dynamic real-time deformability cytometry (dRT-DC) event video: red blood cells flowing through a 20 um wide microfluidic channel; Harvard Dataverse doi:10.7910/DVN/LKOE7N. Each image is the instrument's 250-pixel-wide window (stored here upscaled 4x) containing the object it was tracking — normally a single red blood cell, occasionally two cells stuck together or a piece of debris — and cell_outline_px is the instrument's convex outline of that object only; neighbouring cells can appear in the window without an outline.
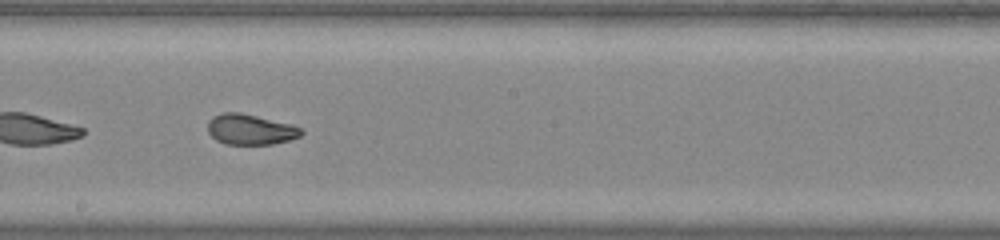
{"species": "common noctule bat (a hibernating species)", "species_latin": "Nyctalus noctula", "temperature_condition": "warm", "stored_images_in_passage": 47, "camera_frame_rate_fps": 3000, "um_per_image_px": 0.085, "animal": {"sex": "male", "body_mass_g": 20.0, "forearm_length_mm": 53.3}, "frame": {"image": 1, "passage_image": 27, "time_ms": 8.667, "image_size_px": [1000, 240], "cell_outline_px": [[304, 132], [300, 136], [288, 140], [272, 144], [224, 144], [216, 140], [208, 132], [208, 120], [212, 116], [224, 112], [240, 112], [292, 124], [300, 128]], "centroid_in_image_um": [21.26, 10.99], "position_along_channel_um": 226.9, "area_um2": 16.65}}